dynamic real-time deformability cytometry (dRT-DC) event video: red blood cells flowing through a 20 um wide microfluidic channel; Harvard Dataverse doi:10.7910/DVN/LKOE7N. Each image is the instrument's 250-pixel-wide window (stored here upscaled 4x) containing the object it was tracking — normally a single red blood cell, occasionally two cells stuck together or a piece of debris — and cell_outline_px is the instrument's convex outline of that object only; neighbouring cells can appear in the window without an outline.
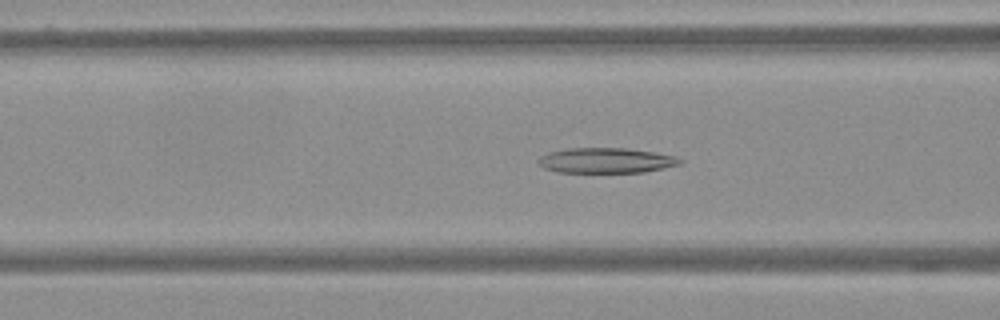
{"species": "Egyptian fruit bat (a non-hibernating species)", "species_latin": "Rousettus aegyptiacus", "temperature_condition": "warm", "stored_images_in_passage": 53, "camera_frame_rate_fps": 3000, "um_per_image_px": 0.085, "frame": {"image": 1, "passage_image": 16, "time_ms": 5.0, "image_size_px": [1000, 320], "cell_outline_px": [[684, 160], [680, 164], [664, 168], [644, 172], [556, 172], [544, 168], [536, 160], [540, 156], [548, 152], [568, 148], [628, 148], [676, 156]], "centroid_in_image_um": [51.5, 13.63], "position_along_channel_um": 115.1, "area_um2": 20.87}}
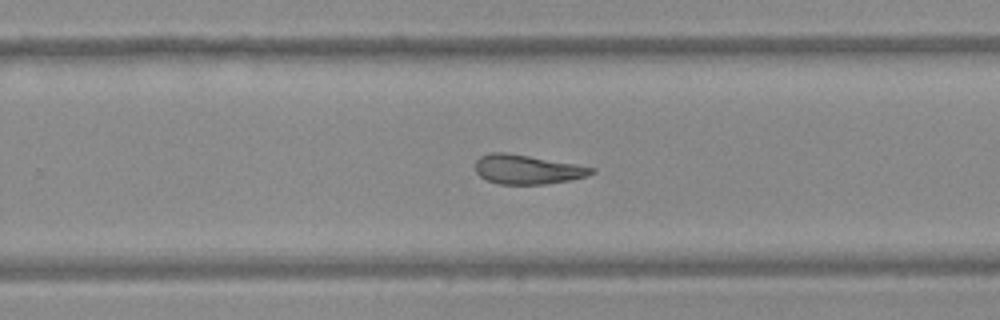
{"frame": {"image": 2, "passage_image": 31, "time_ms": 10.0, "image_size_px": [1000, 320], "cell_outline_px": [[596, 172], [588, 176], [572, 180], [544, 184], [500, 184], [488, 180], [480, 176], [476, 172], [476, 160], [480, 156], [488, 152], [508, 152], [596, 168]], "centroid_in_image_um": [44.83, 14.39], "position_along_channel_um": 285.0, "area_um2": 19.88}}
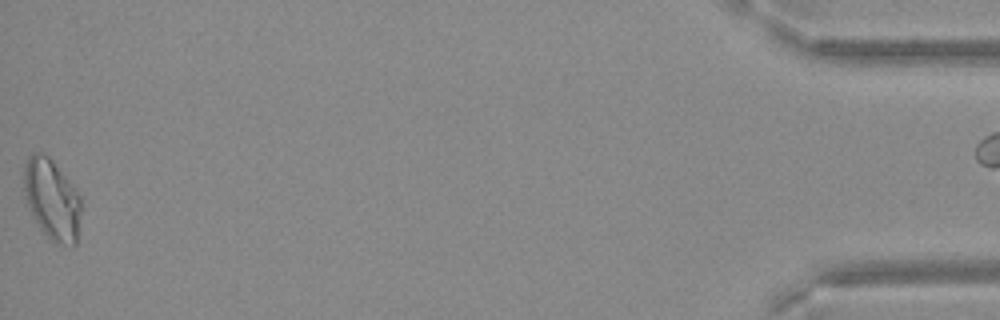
{"frame": {"image": 3, "passage_image": 52, "time_ms": 17.0, "image_size_px": [1000, 320], "cell_outline_px": [[80, 212], [76, 244], [56, 244], [40, 228], [28, 204], [24, 188], [24, 168], [28, 156], [32, 152], [40, 152], [48, 156], [80, 196]], "centroid_in_image_um": [4.4, 16.94], "position_along_channel_um": 430.8, "area_um2": 26.01}}